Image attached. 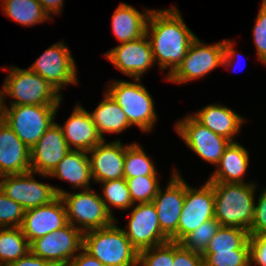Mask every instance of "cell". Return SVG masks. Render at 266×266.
I'll return each instance as SVG.
<instances>
[{
    "label": "cell",
    "instance_id": "13",
    "mask_svg": "<svg viewBox=\"0 0 266 266\" xmlns=\"http://www.w3.org/2000/svg\"><path fill=\"white\" fill-rule=\"evenodd\" d=\"M29 68L58 92L66 84L77 83L74 59L63 42L47 49Z\"/></svg>",
    "mask_w": 266,
    "mask_h": 266
},
{
    "label": "cell",
    "instance_id": "36",
    "mask_svg": "<svg viewBox=\"0 0 266 266\" xmlns=\"http://www.w3.org/2000/svg\"><path fill=\"white\" fill-rule=\"evenodd\" d=\"M25 210L0 190V228L20 227Z\"/></svg>",
    "mask_w": 266,
    "mask_h": 266
},
{
    "label": "cell",
    "instance_id": "35",
    "mask_svg": "<svg viewBox=\"0 0 266 266\" xmlns=\"http://www.w3.org/2000/svg\"><path fill=\"white\" fill-rule=\"evenodd\" d=\"M173 260H174V242L168 241L161 245L141 250L139 252L138 265L173 266Z\"/></svg>",
    "mask_w": 266,
    "mask_h": 266
},
{
    "label": "cell",
    "instance_id": "32",
    "mask_svg": "<svg viewBox=\"0 0 266 266\" xmlns=\"http://www.w3.org/2000/svg\"><path fill=\"white\" fill-rule=\"evenodd\" d=\"M204 266H251L249 239L233 252L202 253Z\"/></svg>",
    "mask_w": 266,
    "mask_h": 266
},
{
    "label": "cell",
    "instance_id": "4",
    "mask_svg": "<svg viewBox=\"0 0 266 266\" xmlns=\"http://www.w3.org/2000/svg\"><path fill=\"white\" fill-rule=\"evenodd\" d=\"M235 53L231 41L205 45L196 37L182 63L167 79L175 83H185L203 77L219 65L230 66L231 61L237 56Z\"/></svg>",
    "mask_w": 266,
    "mask_h": 266
},
{
    "label": "cell",
    "instance_id": "23",
    "mask_svg": "<svg viewBox=\"0 0 266 266\" xmlns=\"http://www.w3.org/2000/svg\"><path fill=\"white\" fill-rule=\"evenodd\" d=\"M193 117L215 134L221 135L231 142L243 123V118L233 110L221 105H208Z\"/></svg>",
    "mask_w": 266,
    "mask_h": 266
},
{
    "label": "cell",
    "instance_id": "17",
    "mask_svg": "<svg viewBox=\"0 0 266 266\" xmlns=\"http://www.w3.org/2000/svg\"><path fill=\"white\" fill-rule=\"evenodd\" d=\"M69 151L60 125L54 122L30 149L31 171L48 176Z\"/></svg>",
    "mask_w": 266,
    "mask_h": 266
},
{
    "label": "cell",
    "instance_id": "15",
    "mask_svg": "<svg viewBox=\"0 0 266 266\" xmlns=\"http://www.w3.org/2000/svg\"><path fill=\"white\" fill-rule=\"evenodd\" d=\"M169 182L165 192L162 193L159 188L152 203L157 211L160 229L170 241L178 242V223L184 205L185 181L174 172Z\"/></svg>",
    "mask_w": 266,
    "mask_h": 266
},
{
    "label": "cell",
    "instance_id": "21",
    "mask_svg": "<svg viewBox=\"0 0 266 266\" xmlns=\"http://www.w3.org/2000/svg\"><path fill=\"white\" fill-rule=\"evenodd\" d=\"M60 127L70 150L74 145V150L88 152L105 140L99 135L91 114L81 106L75 107L66 123Z\"/></svg>",
    "mask_w": 266,
    "mask_h": 266
},
{
    "label": "cell",
    "instance_id": "11",
    "mask_svg": "<svg viewBox=\"0 0 266 266\" xmlns=\"http://www.w3.org/2000/svg\"><path fill=\"white\" fill-rule=\"evenodd\" d=\"M175 127L192 151L202 159L215 165L219 163L226 147L231 142L227 138L215 134L190 115L178 121Z\"/></svg>",
    "mask_w": 266,
    "mask_h": 266
},
{
    "label": "cell",
    "instance_id": "40",
    "mask_svg": "<svg viewBox=\"0 0 266 266\" xmlns=\"http://www.w3.org/2000/svg\"><path fill=\"white\" fill-rule=\"evenodd\" d=\"M250 263L266 266V234L249 236Z\"/></svg>",
    "mask_w": 266,
    "mask_h": 266
},
{
    "label": "cell",
    "instance_id": "20",
    "mask_svg": "<svg viewBox=\"0 0 266 266\" xmlns=\"http://www.w3.org/2000/svg\"><path fill=\"white\" fill-rule=\"evenodd\" d=\"M31 171L30 149L3 121L0 124V176Z\"/></svg>",
    "mask_w": 266,
    "mask_h": 266
},
{
    "label": "cell",
    "instance_id": "6",
    "mask_svg": "<svg viewBox=\"0 0 266 266\" xmlns=\"http://www.w3.org/2000/svg\"><path fill=\"white\" fill-rule=\"evenodd\" d=\"M58 107L59 105H16L7 108L0 102L4 122L29 149L54 124L53 117Z\"/></svg>",
    "mask_w": 266,
    "mask_h": 266
},
{
    "label": "cell",
    "instance_id": "22",
    "mask_svg": "<svg viewBox=\"0 0 266 266\" xmlns=\"http://www.w3.org/2000/svg\"><path fill=\"white\" fill-rule=\"evenodd\" d=\"M152 10L140 13L132 6L121 3L112 15V30L121 43L141 38Z\"/></svg>",
    "mask_w": 266,
    "mask_h": 266
},
{
    "label": "cell",
    "instance_id": "44",
    "mask_svg": "<svg viewBox=\"0 0 266 266\" xmlns=\"http://www.w3.org/2000/svg\"><path fill=\"white\" fill-rule=\"evenodd\" d=\"M3 121H4V119H3L2 113H1V111H0V124H1Z\"/></svg>",
    "mask_w": 266,
    "mask_h": 266
},
{
    "label": "cell",
    "instance_id": "8",
    "mask_svg": "<svg viewBox=\"0 0 266 266\" xmlns=\"http://www.w3.org/2000/svg\"><path fill=\"white\" fill-rule=\"evenodd\" d=\"M60 198L66 209L68 223L76 226L83 233L108 227L115 221L113 215L108 212L101 196L94 191L86 189L75 194L64 192ZM76 221L83 228L75 225Z\"/></svg>",
    "mask_w": 266,
    "mask_h": 266
},
{
    "label": "cell",
    "instance_id": "28",
    "mask_svg": "<svg viewBox=\"0 0 266 266\" xmlns=\"http://www.w3.org/2000/svg\"><path fill=\"white\" fill-rule=\"evenodd\" d=\"M3 12L17 23L31 26L50 17L37 0H3Z\"/></svg>",
    "mask_w": 266,
    "mask_h": 266
},
{
    "label": "cell",
    "instance_id": "39",
    "mask_svg": "<svg viewBox=\"0 0 266 266\" xmlns=\"http://www.w3.org/2000/svg\"><path fill=\"white\" fill-rule=\"evenodd\" d=\"M248 232L249 236L266 234V188L255 205L254 219Z\"/></svg>",
    "mask_w": 266,
    "mask_h": 266
},
{
    "label": "cell",
    "instance_id": "37",
    "mask_svg": "<svg viewBox=\"0 0 266 266\" xmlns=\"http://www.w3.org/2000/svg\"><path fill=\"white\" fill-rule=\"evenodd\" d=\"M258 59L266 64V0H263L253 29Z\"/></svg>",
    "mask_w": 266,
    "mask_h": 266
},
{
    "label": "cell",
    "instance_id": "10",
    "mask_svg": "<svg viewBox=\"0 0 266 266\" xmlns=\"http://www.w3.org/2000/svg\"><path fill=\"white\" fill-rule=\"evenodd\" d=\"M83 249V232L68 223L30 243V252L54 266H66Z\"/></svg>",
    "mask_w": 266,
    "mask_h": 266
},
{
    "label": "cell",
    "instance_id": "43",
    "mask_svg": "<svg viewBox=\"0 0 266 266\" xmlns=\"http://www.w3.org/2000/svg\"><path fill=\"white\" fill-rule=\"evenodd\" d=\"M37 1L42 5V8L49 15V17L51 13L55 14L59 13L63 5V0H37Z\"/></svg>",
    "mask_w": 266,
    "mask_h": 266
},
{
    "label": "cell",
    "instance_id": "30",
    "mask_svg": "<svg viewBox=\"0 0 266 266\" xmlns=\"http://www.w3.org/2000/svg\"><path fill=\"white\" fill-rule=\"evenodd\" d=\"M156 175V169L139 144L125 146L124 178Z\"/></svg>",
    "mask_w": 266,
    "mask_h": 266
},
{
    "label": "cell",
    "instance_id": "19",
    "mask_svg": "<svg viewBox=\"0 0 266 266\" xmlns=\"http://www.w3.org/2000/svg\"><path fill=\"white\" fill-rule=\"evenodd\" d=\"M92 178L96 182L124 178L125 146L105 140L89 150Z\"/></svg>",
    "mask_w": 266,
    "mask_h": 266
},
{
    "label": "cell",
    "instance_id": "34",
    "mask_svg": "<svg viewBox=\"0 0 266 266\" xmlns=\"http://www.w3.org/2000/svg\"><path fill=\"white\" fill-rule=\"evenodd\" d=\"M220 226V223L212 218L188 234L180 243L185 248L202 254Z\"/></svg>",
    "mask_w": 266,
    "mask_h": 266
},
{
    "label": "cell",
    "instance_id": "18",
    "mask_svg": "<svg viewBox=\"0 0 266 266\" xmlns=\"http://www.w3.org/2000/svg\"><path fill=\"white\" fill-rule=\"evenodd\" d=\"M67 224L66 209L59 196L50 204L26 210L20 228L31 243Z\"/></svg>",
    "mask_w": 266,
    "mask_h": 266
},
{
    "label": "cell",
    "instance_id": "42",
    "mask_svg": "<svg viewBox=\"0 0 266 266\" xmlns=\"http://www.w3.org/2000/svg\"><path fill=\"white\" fill-rule=\"evenodd\" d=\"M82 250L66 266H105L84 249Z\"/></svg>",
    "mask_w": 266,
    "mask_h": 266
},
{
    "label": "cell",
    "instance_id": "33",
    "mask_svg": "<svg viewBox=\"0 0 266 266\" xmlns=\"http://www.w3.org/2000/svg\"><path fill=\"white\" fill-rule=\"evenodd\" d=\"M133 204L151 203L155 198L160 185L157 181V175H145L134 178H125Z\"/></svg>",
    "mask_w": 266,
    "mask_h": 266
},
{
    "label": "cell",
    "instance_id": "31",
    "mask_svg": "<svg viewBox=\"0 0 266 266\" xmlns=\"http://www.w3.org/2000/svg\"><path fill=\"white\" fill-rule=\"evenodd\" d=\"M100 183H103L104 185L103 197H105L102 198L101 196V199L111 215L112 213L109 204L120 209H128L134 205L125 178L107 180Z\"/></svg>",
    "mask_w": 266,
    "mask_h": 266
},
{
    "label": "cell",
    "instance_id": "16",
    "mask_svg": "<svg viewBox=\"0 0 266 266\" xmlns=\"http://www.w3.org/2000/svg\"><path fill=\"white\" fill-rule=\"evenodd\" d=\"M141 38L121 43L105 54L122 73L140 82V76L153 65L154 57L149 39Z\"/></svg>",
    "mask_w": 266,
    "mask_h": 266
},
{
    "label": "cell",
    "instance_id": "14",
    "mask_svg": "<svg viewBox=\"0 0 266 266\" xmlns=\"http://www.w3.org/2000/svg\"><path fill=\"white\" fill-rule=\"evenodd\" d=\"M124 230L130 243L140 252L170 241L160 229L155 205L138 203L130 215V220Z\"/></svg>",
    "mask_w": 266,
    "mask_h": 266
},
{
    "label": "cell",
    "instance_id": "7",
    "mask_svg": "<svg viewBox=\"0 0 266 266\" xmlns=\"http://www.w3.org/2000/svg\"><path fill=\"white\" fill-rule=\"evenodd\" d=\"M107 92L126 114L129 124L138 126L142 131L152 129L156 121L154 101L141 84L115 81Z\"/></svg>",
    "mask_w": 266,
    "mask_h": 266
},
{
    "label": "cell",
    "instance_id": "3",
    "mask_svg": "<svg viewBox=\"0 0 266 266\" xmlns=\"http://www.w3.org/2000/svg\"><path fill=\"white\" fill-rule=\"evenodd\" d=\"M114 224L83 233V249L105 266H138V250Z\"/></svg>",
    "mask_w": 266,
    "mask_h": 266
},
{
    "label": "cell",
    "instance_id": "29",
    "mask_svg": "<svg viewBox=\"0 0 266 266\" xmlns=\"http://www.w3.org/2000/svg\"><path fill=\"white\" fill-rule=\"evenodd\" d=\"M249 239V232L239 227L220 226L203 253L233 252Z\"/></svg>",
    "mask_w": 266,
    "mask_h": 266
},
{
    "label": "cell",
    "instance_id": "26",
    "mask_svg": "<svg viewBox=\"0 0 266 266\" xmlns=\"http://www.w3.org/2000/svg\"><path fill=\"white\" fill-rule=\"evenodd\" d=\"M104 95L105 99L99 103L95 111L90 113L99 135L103 139V133H120L127 127H131L122 108L107 91Z\"/></svg>",
    "mask_w": 266,
    "mask_h": 266
},
{
    "label": "cell",
    "instance_id": "38",
    "mask_svg": "<svg viewBox=\"0 0 266 266\" xmlns=\"http://www.w3.org/2000/svg\"><path fill=\"white\" fill-rule=\"evenodd\" d=\"M173 266H204L202 254L174 242Z\"/></svg>",
    "mask_w": 266,
    "mask_h": 266
},
{
    "label": "cell",
    "instance_id": "41",
    "mask_svg": "<svg viewBox=\"0 0 266 266\" xmlns=\"http://www.w3.org/2000/svg\"><path fill=\"white\" fill-rule=\"evenodd\" d=\"M5 266H54L51 262L42 259L31 252L24 257H21L15 262L9 263Z\"/></svg>",
    "mask_w": 266,
    "mask_h": 266
},
{
    "label": "cell",
    "instance_id": "27",
    "mask_svg": "<svg viewBox=\"0 0 266 266\" xmlns=\"http://www.w3.org/2000/svg\"><path fill=\"white\" fill-rule=\"evenodd\" d=\"M29 252L30 243L20 227L0 228V266L15 262Z\"/></svg>",
    "mask_w": 266,
    "mask_h": 266
},
{
    "label": "cell",
    "instance_id": "1",
    "mask_svg": "<svg viewBox=\"0 0 266 266\" xmlns=\"http://www.w3.org/2000/svg\"><path fill=\"white\" fill-rule=\"evenodd\" d=\"M146 35L151 38L149 42L154 61H158L161 70L170 68L167 77L182 63L190 44L196 38L176 7L152 10L147 22Z\"/></svg>",
    "mask_w": 266,
    "mask_h": 266
},
{
    "label": "cell",
    "instance_id": "5",
    "mask_svg": "<svg viewBox=\"0 0 266 266\" xmlns=\"http://www.w3.org/2000/svg\"><path fill=\"white\" fill-rule=\"evenodd\" d=\"M11 72L5 79L3 90L0 91V102L4 94L15 98L11 106L16 105H60L61 95L53 86L30 68H10Z\"/></svg>",
    "mask_w": 266,
    "mask_h": 266
},
{
    "label": "cell",
    "instance_id": "2",
    "mask_svg": "<svg viewBox=\"0 0 266 266\" xmlns=\"http://www.w3.org/2000/svg\"><path fill=\"white\" fill-rule=\"evenodd\" d=\"M214 191V218L221 226L250 230L254 219L255 184L209 182Z\"/></svg>",
    "mask_w": 266,
    "mask_h": 266
},
{
    "label": "cell",
    "instance_id": "25",
    "mask_svg": "<svg viewBox=\"0 0 266 266\" xmlns=\"http://www.w3.org/2000/svg\"><path fill=\"white\" fill-rule=\"evenodd\" d=\"M86 153L88 152L70 150L48 176L67 180L72 183L73 188L80 186L83 190L89 189L92 174L90 159Z\"/></svg>",
    "mask_w": 266,
    "mask_h": 266
},
{
    "label": "cell",
    "instance_id": "12",
    "mask_svg": "<svg viewBox=\"0 0 266 266\" xmlns=\"http://www.w3.org/2000/svg\"><path fill=\"white\" fill-rule=\"evenodd\" d=\"M195 189L185 183L184 205L178 223V243L204 222L214 218V191L207 181Z\"/></svg>",
    "mask_w": 266,
    "mask_h": 266
},
{
    "label": "cell",
    "instance_id": "9",
    "mask_svg": "<svg viewBox=\"0 0 266 266\" xmlns=\"http://www.w3.org/2000/svg\"><path fill=\"white\" fill-rule=\"evenodd\" d=\"M34 172L0 176V190L26 211L52 203L65 191L40 183L33 177Z\"/></svg>",
    "mask_w": 266,
    "mask_h": 266
},
{
    "label": "cell",
    "instance_id": "24",
    "mask_svg": "<svg viewBox=\"0 0 266 266\" xmlns=\"http://www.w3.org/2000/svg\"><path fill=\"white\" fill-rule=\"evenodd\" d=\"M249 156L247 150L236 142L226 147L218 168L208 182L244 183L242 177L247 171Z\"/></svg>",
    "mask_w": 266,
    "mask_h": 266
}]
</instances>
